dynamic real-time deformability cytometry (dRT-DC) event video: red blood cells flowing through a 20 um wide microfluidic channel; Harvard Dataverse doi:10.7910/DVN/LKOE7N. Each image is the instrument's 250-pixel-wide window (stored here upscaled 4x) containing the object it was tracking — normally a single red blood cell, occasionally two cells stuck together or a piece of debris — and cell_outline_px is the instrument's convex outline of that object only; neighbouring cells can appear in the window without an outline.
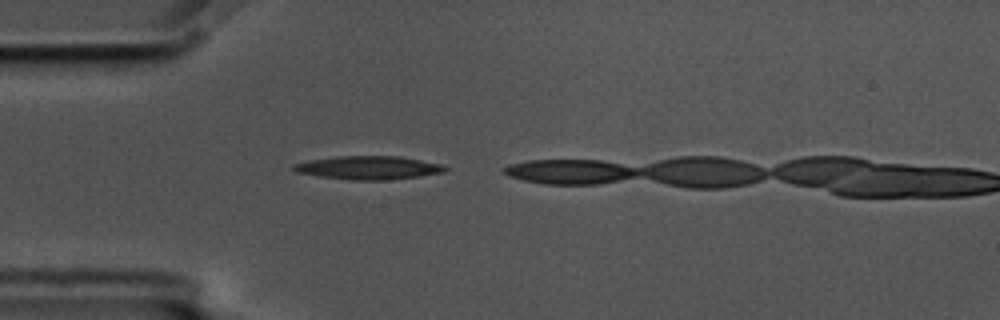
{"species": "common noctule bat (a hibernating species)", "species_latin": "Nyctalus noctula", "temperature_condition": "cold", "stored_images_in_passage": 4, "camera_frame_rate_fps": 3000, "um_per_image_px": 0.085, "animal": {"sex": "male", "body_mass_g": 17.5, "forearm_length_mm": 52.3}, "frame": {"image": 1, "passage_image": 1, "time_ms": 0.0, "image_size_px": [1000, 320], "cell_outline_px": [[448, 168], [444, 172], [420, 176], [388, 180], [352, 180], [320, 176], [296, 172], [292, 168], [292, 164], [308, 160], [336, 156], [400, 156], [444, 164]], "centroid_in_image_um": [31.34, 14.25], "position_along_channel_um": 53.7, "area_um2": 20.81}}